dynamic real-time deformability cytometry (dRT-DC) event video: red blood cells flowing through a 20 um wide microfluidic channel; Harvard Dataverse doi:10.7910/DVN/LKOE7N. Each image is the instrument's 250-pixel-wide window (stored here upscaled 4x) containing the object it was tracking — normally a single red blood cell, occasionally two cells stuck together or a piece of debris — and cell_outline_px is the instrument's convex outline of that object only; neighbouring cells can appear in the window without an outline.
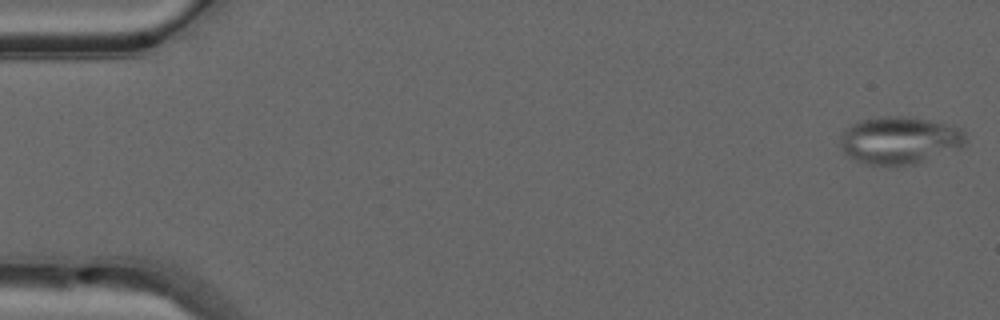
{"species": "common noctule bat (a hibernating species)", "species_latin": "Nyctalus noctula", "temperature_condition": "warm", "stored_images_in_passage": 49, "camera_frame_rate_fps": 3000, "um_per_image_px": 0.085, "animal": {"sex": "male", "forearm_length_mm": 52.5}, "frame": {"image": 1, "passage_image": 1, "time_ms": 0.0, "image_size_px": [1000, 320], "cell_outline_px": [[968, 140], [960, 148], [920, 164], [888, 168], [864, 164], [848, 156], [840, 148], [840, 136], [856, 120], [884, 116], [900, 116], [928, 120], [964, 128]], "centroid_in_image_um": [76.48, 11.97], "position_along_channel_um": 8.5, "area_um2": 35.78}}
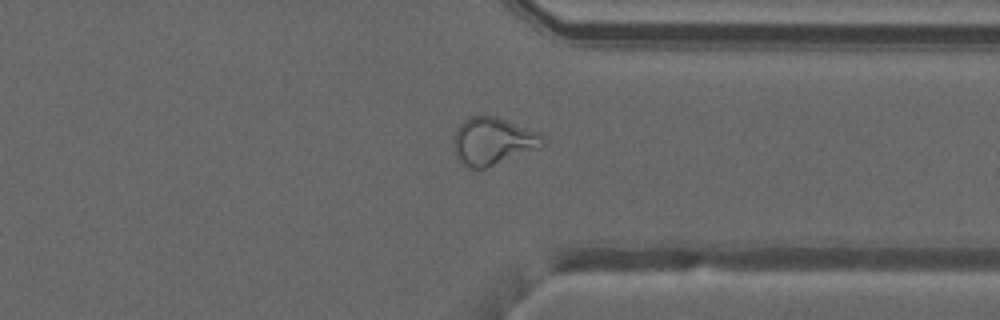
{"frame": {"image": 2, "passage_image": 38, "time_ms": 12.333, "image_size_px": [1000, 320], "cell_outline_px": [[544, 144], [540, 148], [484, 168], [468, 168], [456, 156], [452, 144], [456, 132], [460, 124], [464, 120], [472, 116], [496, 116], [540, 132], [544, 136]], "centroid_in_image_um": [41.91, 11.99], "position_along_channel_um": 369.5, "area_um2": 24.51}}
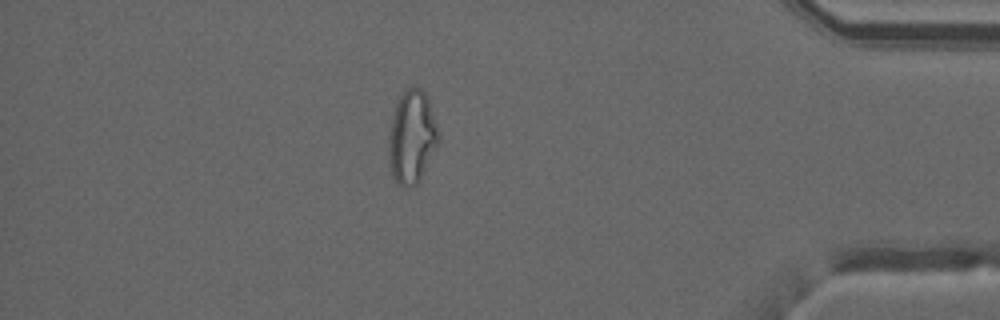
{"frame": {"image": 3, "passage_image": 43, "time_ms": 14.0, "image_size_px": [1000, 320], "cell_outline_px": [[440, 140], [416, 184], [408, 188], [404, 188], [392, 176], [388, 160], [388, 140], [396, 100], [408, 88], [416, 84], [428, 96], [440, 136]], "centroid_in_image_um": [35.0, 11.61], "position_along_channel_um": 400.2, "area_um2": 26.99}, "authors_computed_cell_mechanics": {"area_um2": 27.744, "velocity_mm_per_s": 4.102, "shape_relaxation_time_tau1_ms": null, "shape_relaxation_time_tau2_ms": 1.3082, "deformation_change_tau1": null, "deformation_change_tau2": 0.0896}}